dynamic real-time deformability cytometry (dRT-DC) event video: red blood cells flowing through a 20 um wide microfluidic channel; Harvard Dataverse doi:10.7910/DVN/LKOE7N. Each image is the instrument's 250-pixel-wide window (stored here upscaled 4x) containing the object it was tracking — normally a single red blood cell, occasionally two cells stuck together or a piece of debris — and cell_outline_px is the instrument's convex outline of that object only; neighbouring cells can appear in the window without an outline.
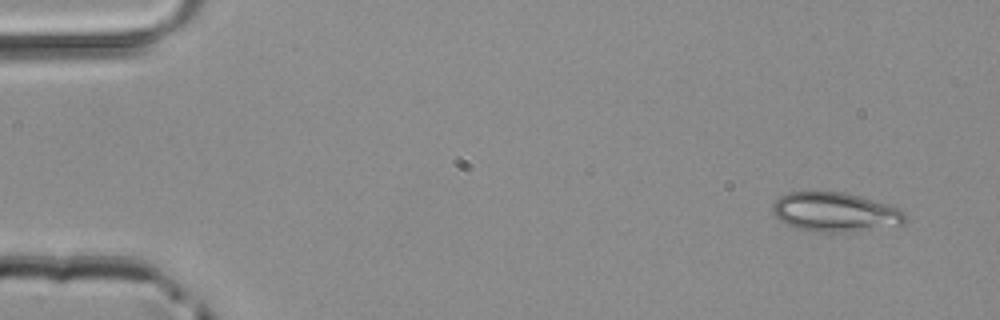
{"species": "common noctule bat (a hibernating species)", "species_latin": "Nyctalus noctula", "temperature_condition": "room temperature", "stored_images_in_passage": 47, "camera_frame_rate_fps": 3000, "um_per_image_px": 0.085, "animal": {"sex": "male", "body_mass_g": 20.4}, "frame": {"image": 1, "passage_image": 1, "time_ms": 0.0, "image_size_px": [1000, 320], "cell_outline_px": [[908, 220], [904, 224], [840, 232], [828, 232], [800, 228], [788, 224], [780, 220], [772, 212], [772, 204], [780, 196], [788, 192], [844, 192], [860, 196], [888, 204], [900, 208], [908, 216]], "centroid_in_image_um": [71.02, 18.0], "position_along_channel_um": 14.0, "area_um2": 29.94}}
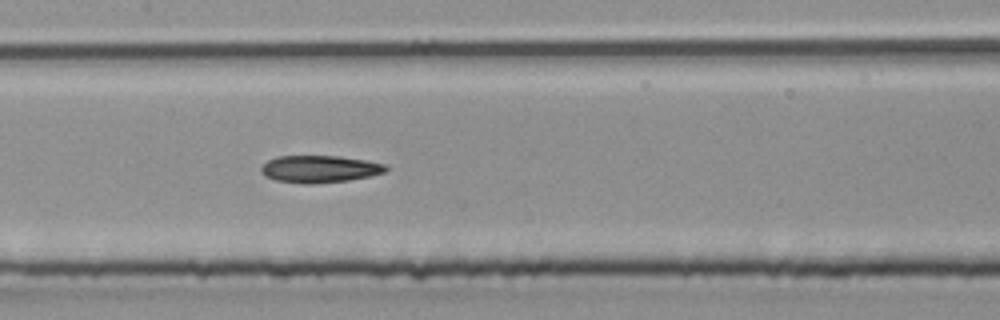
{"frame": {"image": 2, "passage_image": 22, "time_ms": 7.0, "image_size_px": [1000, 320], "cell_outline_px": [[388, 168], [384, 172], [372, 176], [348, 180], [312, 184], [304, 184], [276, 180], [260, 172], [260, 168], [268, 160], [276, 156], [336, 156], [364, 160], [384, 164]], "centroid_in_image_um": [27.15, 14.37], "position_along_channel_um": 180.2, "area_um2": 19.59}}
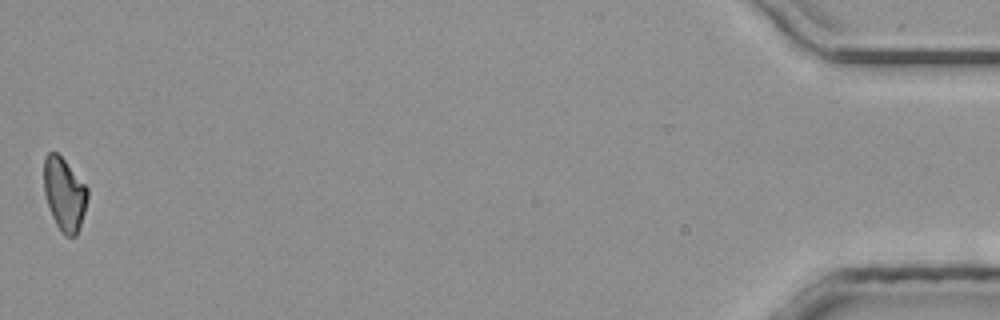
{"frame": {"image": 3, "passage_image": 47, "time_ms": 15.333, "image_size_px": [1000, 320], "cell_outline_px": [[88, 196], [80, 228], [76, 236], [64, 236], [56, 224], [52, 216], [44, 192], [44, 156], [48, 152], [56, 152], [64, 160], [88, 188]], "centroid_in_image_um": [5.47, 16.51], "position_along_channel_um": 429.7, "area_um2": 18.44}}